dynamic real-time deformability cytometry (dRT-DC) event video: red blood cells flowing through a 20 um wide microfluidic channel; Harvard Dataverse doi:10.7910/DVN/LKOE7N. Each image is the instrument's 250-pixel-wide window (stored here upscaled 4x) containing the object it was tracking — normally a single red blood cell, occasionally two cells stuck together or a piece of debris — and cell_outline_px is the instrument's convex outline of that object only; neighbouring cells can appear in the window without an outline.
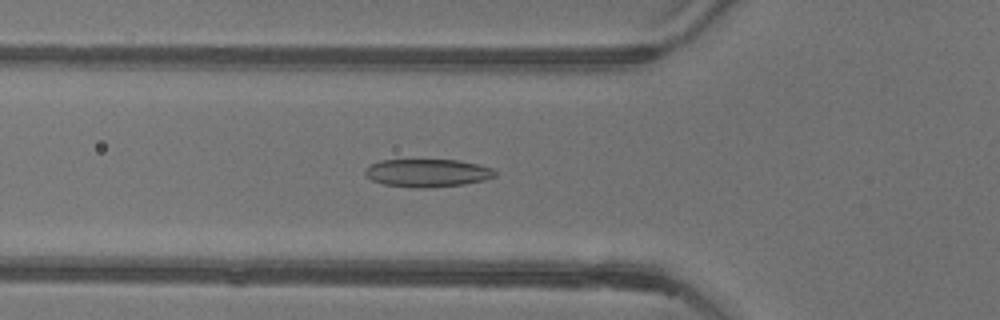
{"species": "common noctule bat (a hibernating species)", "species_latin": "Nyctalus noctula", "temperature_condition": "warm", "stored_images_in_passage": 28, "camera_frame_rate_fps": 3000, "um_per_image_px": 0.085, "animal": {"sex": "female"}, "frame": {"image": 1, "passage_image": 18, "time_ms": 5.667, "image_size_px": [1000, 320], "cell_outline_px": [[496, 176], [484, 180], [464, 184], [424, 188], [416, 188], [384, 184], [372, 180], [364, 172], [364, 168], [368, 164], [380, 160], [456, 160], [476, 164], [492, 168], [496, 172]], "centroid_in_image_um": [36.3, 14.7], "position_along_channel_um": 89.5, "area_um2": 21.1}}
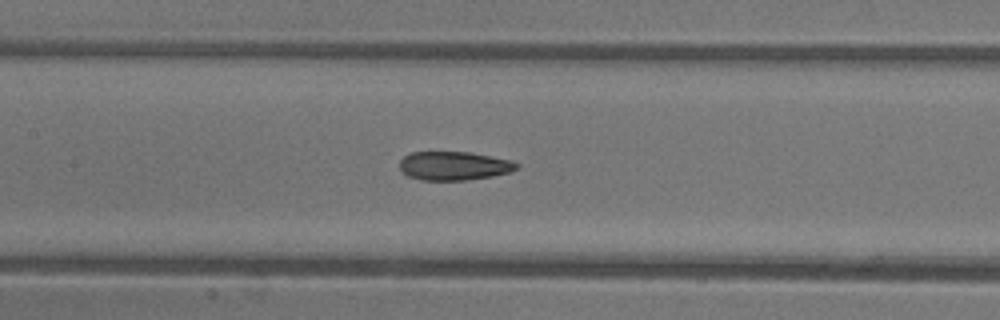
{"frame": {"image": 2, "passage_image": 24, "time_ms": 7.667, "image_size_px": [1000, 320], "cell_outline_px": [[520, 164], [512, 172], [492, 176], [468, 180], [420, 180], [408, 176], [400, 172], [400, 160], [404, 156], [412, 152], [472, 152], [512, 160]], "centroid_in_image_um": [38.59, 14.09], "position_along_channel_um": 168.8, "area_um2": 19.83}}
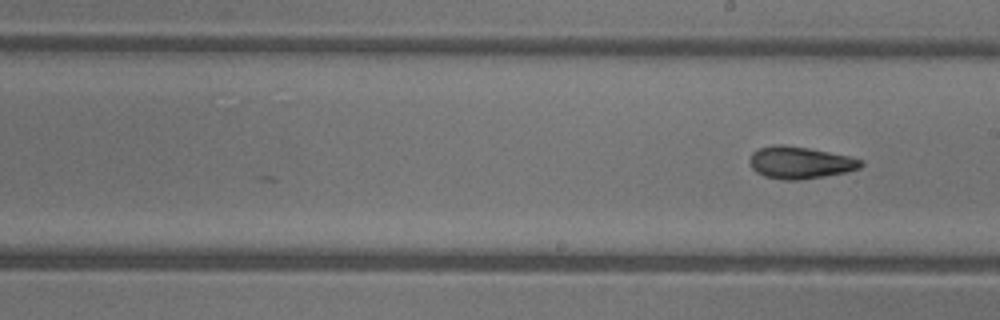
{"frame": {"image": 3, "passage_image": 28, "time_ms": 9.0, "image_size_px": [1000, 320], "cell_outline_px": [[864, 164], [860, 168], [844, 172], [824, 176], [800, 180], [784, 180], [764, 176], [756, 172], [752, 168], [752, 152], [760, 148], [776, 144], [784, 144], [808, 148], [848, 156], [864, 160]], "centroid_in_image_um": [68.03, 13.82], "position_along_channel_um": 221.0, "area_um2": 20.58}}